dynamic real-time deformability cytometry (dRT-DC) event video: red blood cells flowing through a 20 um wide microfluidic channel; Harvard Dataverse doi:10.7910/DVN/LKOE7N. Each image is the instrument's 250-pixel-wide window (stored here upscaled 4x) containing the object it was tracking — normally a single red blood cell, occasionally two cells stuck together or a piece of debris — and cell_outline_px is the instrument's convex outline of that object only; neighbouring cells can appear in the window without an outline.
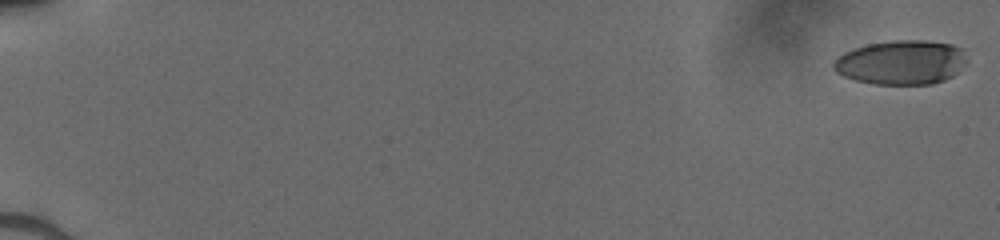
{"species": "human", "species_latin": "Homo sapiens", "temperature_condition": "cold", "stored_images_in_passage": 52, "camera_frame_rate_fps": 3000, "um_per_image_px": 0.085, "donor": {"sex": "male"}, "frame": {"image": 1, "passage_image": 1, "time_ms": 0.0, "image_size_px": [1000, 240], "cell_outline_px": [[968, 60], [952, 76], [944, 80], [932, 84], [872, 84], [856, 80], [844, 76], [836, 72], [832, 68], [832, 64], [844, 52], [868, 44], [892, 40], [924, 40], [952, 44], [960, 48]], "centroid_in_image_um": [76.6, 5.3], "position_along_channel_um": 8.4, "area_um2": 34.28}}
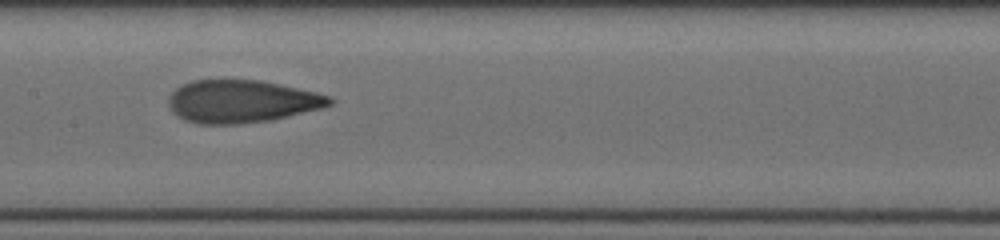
{"frame": {"image": 2, "passage_image": 29, "time_ms": 9.333, "image_size_px": [1000, 240], "cell_outline_px": [[332, 104], [320, 108], [272, 120], [240, 124], [200, 124], [184, 120], [168, 104], [168, 96], [176, 88], [192, 80], [260, 80], [280, 84], [316, 92], [328, 96], [332, 100]], "centroid_in_image_um": [20.53, 8.62], "position_along_channel_um": 186.9, "area_um2": 39.77}}
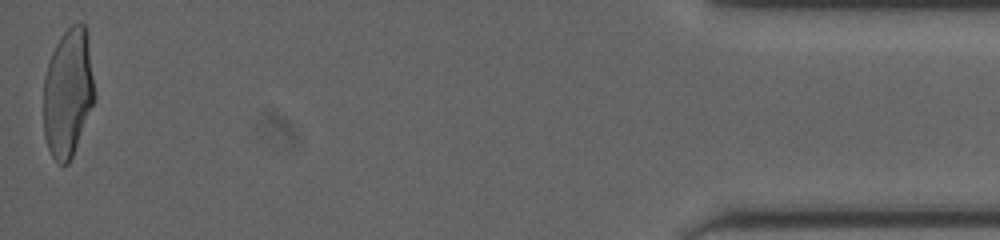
{"frame": {"image": 3, "passage_image": 52, "time_ms": 17.0, "image_size_px": [1000, 240], "cell_outline_px": [[96, 96], [72, 156], [68, 164], [60, 164], [52, 156], [48, 148], [44, 136], [44, 76], [52, 52], [60, 36], [72, 24], [84, 24], [88, 28]], "centroid_in_image_um": [5.8, 7.83], "position_along_channel_um": 429.4, "area_um2": 38.44}}